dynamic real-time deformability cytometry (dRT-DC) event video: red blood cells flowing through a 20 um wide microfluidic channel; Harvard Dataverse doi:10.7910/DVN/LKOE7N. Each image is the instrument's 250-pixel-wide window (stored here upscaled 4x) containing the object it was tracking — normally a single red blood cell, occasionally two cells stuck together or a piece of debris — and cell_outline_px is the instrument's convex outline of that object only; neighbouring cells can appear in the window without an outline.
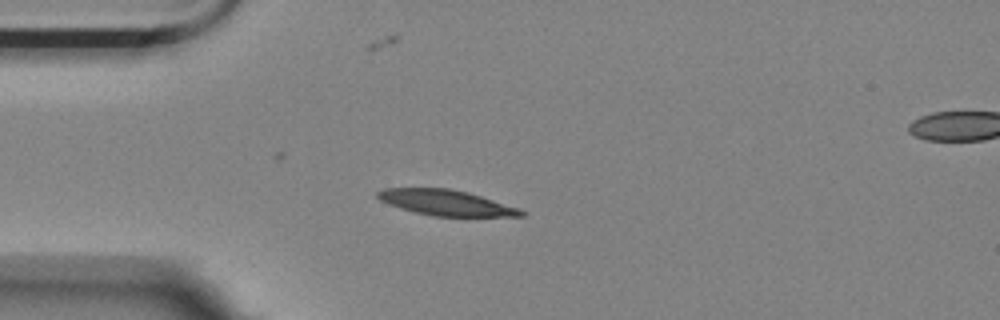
{"species": "Egyptian fruit bat (a non-hibernating species)", "species_latin": "Rousettus aegyptiacus", "temperature_condition": "room temperature", "stored_images_in_passage": 6, "segment_of_instrument_passage": [1, 2], "camera_frame_rate_fps": 3000, "um_per_image_px": 0.085, "animal": {"sex": "female"}, "frame": {"image": 1, "passage_image": 5, "time_ms": 4.667, "image_size_px": [1000, 320], "cell_outline_px": [[528, 212], [524, 216], [432, 216], [400, 208], [388, 204], [380, 200], [376, 196], [376, 192], [384, 188], [448, 188], [468, 192], [520, 208]], "centroid_in_image_um": [37.93, 17.22], "position_along_channel_um": 47.1, "area_um2": 21.39}}